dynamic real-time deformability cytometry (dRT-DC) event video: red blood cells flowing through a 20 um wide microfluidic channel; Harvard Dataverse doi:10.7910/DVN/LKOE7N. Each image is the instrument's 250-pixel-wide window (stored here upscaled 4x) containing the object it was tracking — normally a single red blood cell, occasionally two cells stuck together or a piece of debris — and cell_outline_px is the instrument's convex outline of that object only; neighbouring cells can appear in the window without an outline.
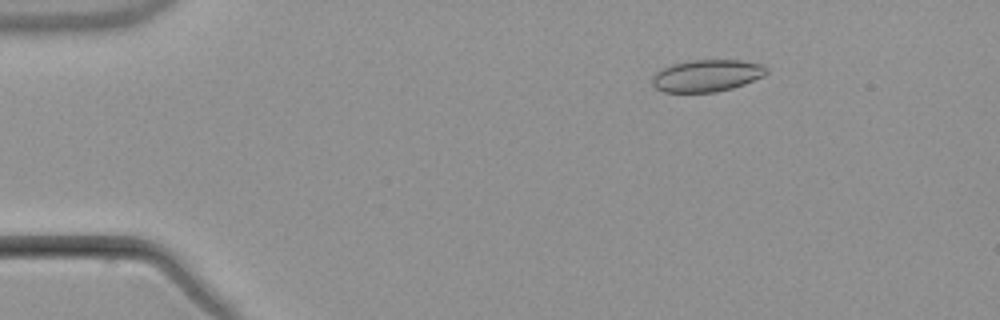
{"species": "common noctule bat (a hibernating species)", "species_latin": "Nyctalus noctula", "temperature_condition": "warm", "stored_images_in_passage": 5, "camera_frame_rate_fps": 3000, "um_per_image_px": 0.085, "animal": {"sex": "male", "body_mass_g": 21.5, "forearm_length_mm": 52.0}, "frame": {"image": 1, "passage_image": 3, "time_ms": 2.333, "image_size_px": [1000, 320], "cell_outline_px": [[768, 72], [764, 76], [744, 84], [732, 88], [716, 92], [664, 92], [656, 88], [652, 84], [652, 76], [656, 72], [672, 64], [692, 60], [740, 60], [764, 64], [768, 68]], "centroid_in_image_um": [60.11, 6.43], "position_along_channel_um": 24.9, "area_um2": 21.39}}